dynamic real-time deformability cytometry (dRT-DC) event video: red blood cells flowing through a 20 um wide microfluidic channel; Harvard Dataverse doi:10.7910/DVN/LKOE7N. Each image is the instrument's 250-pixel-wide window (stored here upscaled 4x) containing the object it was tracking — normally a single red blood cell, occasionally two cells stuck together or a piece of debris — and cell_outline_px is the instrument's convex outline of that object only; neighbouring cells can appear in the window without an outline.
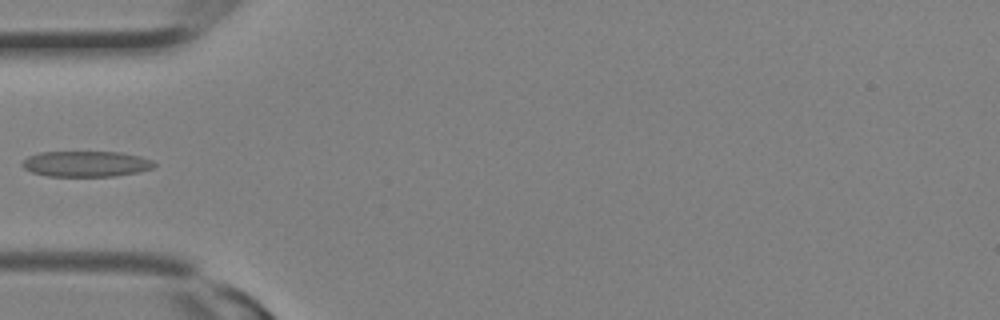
{"species": "Egyptian fruit bat (a non-hibernating species)", "species_latin": "Rousettus aegyptiacus", "temperature_condition": "room temperature", "stored_images_in_passage": 15, "camera_frame_rate_fps": 3000, "um_per_image_px": 0.085, "animal": {"sex": "female"}, "frame": {"image": 1, "passage_image": 9, "time_ms": 2.667, "image_size_px": [1000, 320], "cell_outline_px": [[156, 164], [152, 168], [136, 172], [112, 176], [48, 176], [32, 172], [24, 168], [20, 164], [28, 156], [40, 152], [120, 152], [140, 156], [152, 160]], "centroid_in_image_um": [7.29, 13.92], "position_along_channel_um": 77.7, "area_um2": 19.65}}
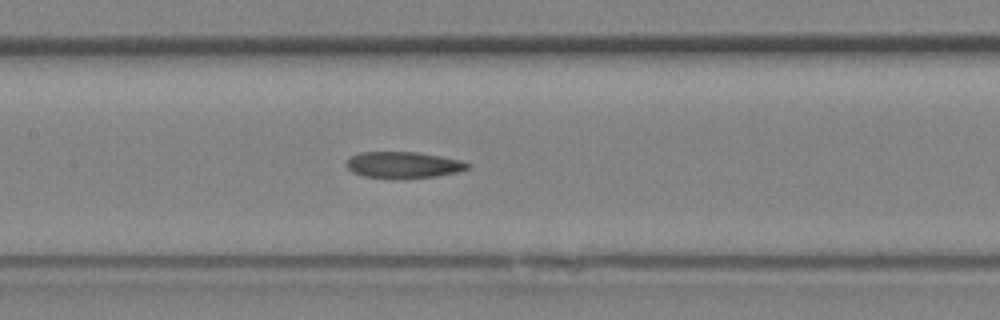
{"frame": {"image": 2, "passage_image": 13, "time_ms": 4.0, "image_size_px": [1000, 320], "cell_outline_px": [[472, 164], [468, 168], [460, 172], [436, 176], [364, 176], [352, 172], [344, 164], [352, 156], [360, 152], [416, 152], [440, 156], [460, 160]], "centroid_in_image_um": [34.31, 13.98], "position_along_channel_um": 173.1, "area_um2": 17.92}}
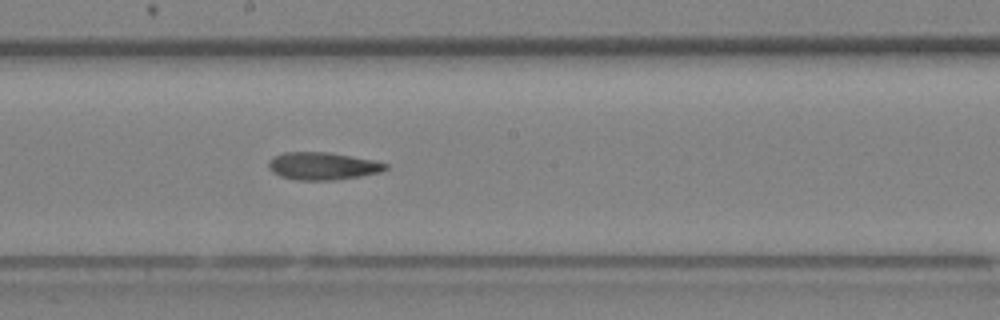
{"frame": {"image": 3, "passage_image": 15, "time_ms": 4.667, "image_size_px": [1000, 320], "cell_outline_px": [[388, 168], [380, 172], [360, 176], [336, 180], [296, 180], [280, 176], [272, 172], [268, 168], [268, 160], [272, 156], [284, 152], [328, 152], [376, 160], [388, 164]], "centroid_in_image_um": [27.41, 14.11], "position_along_channel_um": 220.8, "area_um2": 19.02}}